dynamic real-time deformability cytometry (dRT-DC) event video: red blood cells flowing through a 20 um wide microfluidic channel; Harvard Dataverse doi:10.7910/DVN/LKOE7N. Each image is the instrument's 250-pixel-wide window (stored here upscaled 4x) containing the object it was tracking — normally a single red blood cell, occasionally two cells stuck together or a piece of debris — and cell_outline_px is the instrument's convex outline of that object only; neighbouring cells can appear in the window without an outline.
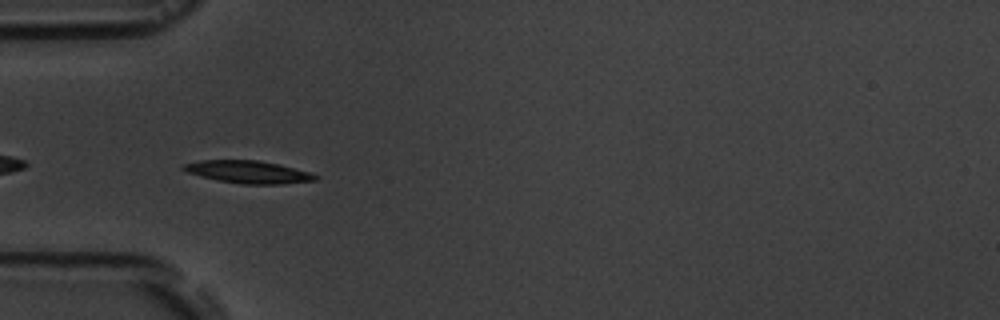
{"species": "common noctule bat (a hibernating species)", "species_latin": "Nyctalus noctula", "temperature_condition": "room temperature", "stored_images_in_passage": 7, "camera_frame_rate_fps": 3000, "um_per_image_px": 0.085, "animal": {"sex": "male", "body_mass_g": 19.5, "forearm_length_mm": 54.6}, "frame": {"image": 1, "passage_image": 4, "time_ms": 4.333, "image_size_px": [1000, 320], "cell_outline_px": [[320, 176], [316, 180], [280, 184], [244, 184], [216, 180], [200, 176], [188, 172], [180, 168], [184, 164], [200, 160], [256, 160], [276, 164], [308, 172]], "centroid_in_image_um": [21.06, 14.62], "position_along_channel_um": 63.9, "area_um2": 17.05}}
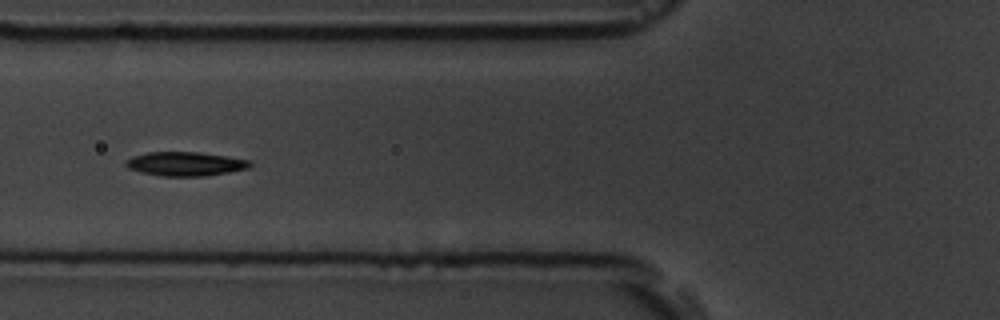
{"frame": {"image": 2, "passage_image": 5, "time_ms": 5.667, "image_size_px": [1000, 320], "cell_outline_px": [[252, 164], [248, 168], [228, 172], [204, 176], [160, 176], [140, 172], [128, 168], [124, 164], [132, 156], [148, 152], [200, 152], [228, 156], [252, 160]], "centroid_in_image_um": [15.77, 13.92], "position_along_channel_um": 110.0, "area_um2": 17.46}}
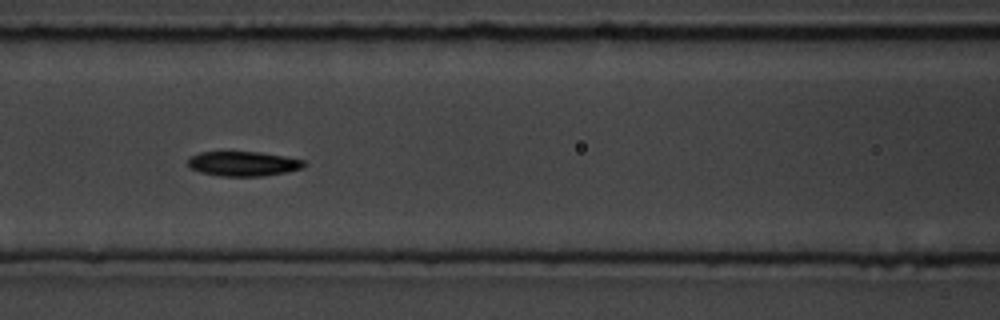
{"frame": {"image": 3, "passage_image": 6, "time_ms": 6.667, "image_size_px": [1000, 320], "cell_outline_px": [[304, 164], [300, 168], [284, 172], [260, 176], [220, 176], [200, 172], [192, 168], [188, 164], [188, 156], [200, 152], [260, 152], [284, 156], [304, 160]], "centroid_in_image_um": [20.61, 13.91], "position_along_channel_um": 146.0, "area_um2": 16.47}}